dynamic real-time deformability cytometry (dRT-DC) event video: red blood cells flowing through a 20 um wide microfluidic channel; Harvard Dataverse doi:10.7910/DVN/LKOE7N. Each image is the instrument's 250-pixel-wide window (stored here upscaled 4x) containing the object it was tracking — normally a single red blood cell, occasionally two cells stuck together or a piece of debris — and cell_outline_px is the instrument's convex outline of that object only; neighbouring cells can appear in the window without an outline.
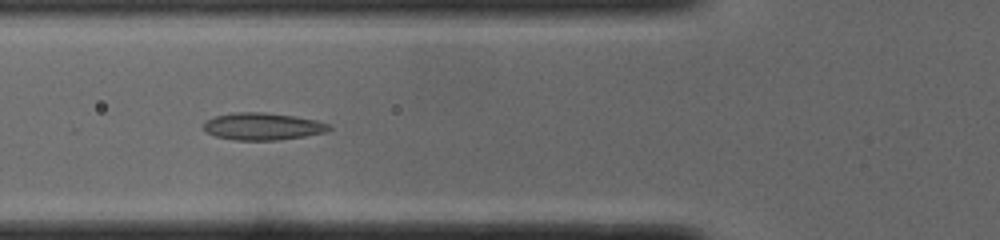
{"species": "common noctule bat (a hibernating species)", "species_latin": "Nyctalus noctula", "temperature_condition": "cold", "stored_images_in_passage": 35, "camera_frame_rate_fps": 3000, "um_per_image_px": 0.085, "animal": {"sex": "male", "body_mass_g": 19.0, "forearm_length_mm": 50.8}, "frame": {"image": 1, "passage_image": 4, "time_ms": 1.0, "image_size_px": [1000, 240], "cell_outline_px": [[332, 128], [324, 132], [304, 136], [280, 140], [236, 140], [216, 136], [204, 132], [204, 124], [208, 120], [216, 116], [236, 112], [264, 112], [292, 116], [316, 120], [328, 124]], "centroid_in_image_um": [22.31, 10.75], "position_along_channel_um": 103.5, "area_um2": 19.65}}
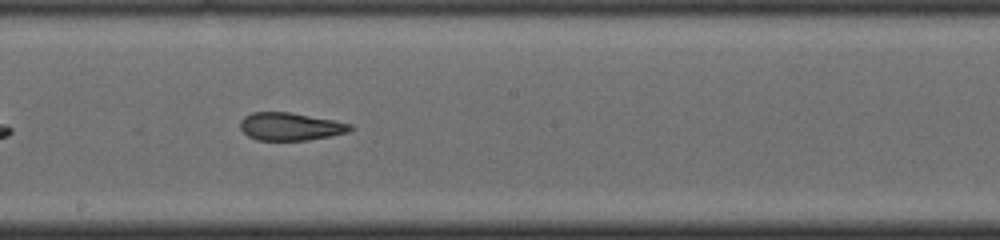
{"frame": {"image": 2, "passage_image": 13, "time_ms": 4.0, "image_size_px": [1000, 240], "cell_outline_px": [[352, 128], [348, 132], [332, 136], [308, 140], [256, 140], [248, 136], [240, 128], [240, 120], [244, 116], [252, 112], [292, 112], [352, 124]], "centroid_in_image_um": [24.66, 10.75], "position_along_channel_um": 223.5, "area_um2": 17.86}}
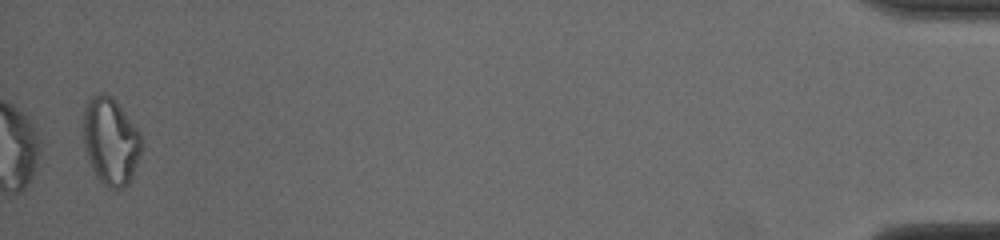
{"frame": {"image": 3, "passage_image": 35, "time_ms": 11.333, "image_size_px": [1000, 240], "cell_outline_px": [[140, 152], [136, 164], [128, 184], [124, 188], [112, 192], [100, 180], [88, 156], [84, 144], [84, 108], [88, 100], [92, 96], [100, 92], [104, 92], [120, 108], [140, 132]], "centroid_in_image_um": [9.4, 12.03], "position_along_channel_um": 425.8, "area_um2": 28.67}, "authors_computed_cell_mechanics": {"area_um2": 19.5364, "velocity_mm_per_s": 4.0079, "shape_relaxation_time_tau1_ms": null, "shape_relaxation_time_tau2_ms": 1.7294, "deformation_change_tau1": null, "deformation_change_tau2": 0.0887}}